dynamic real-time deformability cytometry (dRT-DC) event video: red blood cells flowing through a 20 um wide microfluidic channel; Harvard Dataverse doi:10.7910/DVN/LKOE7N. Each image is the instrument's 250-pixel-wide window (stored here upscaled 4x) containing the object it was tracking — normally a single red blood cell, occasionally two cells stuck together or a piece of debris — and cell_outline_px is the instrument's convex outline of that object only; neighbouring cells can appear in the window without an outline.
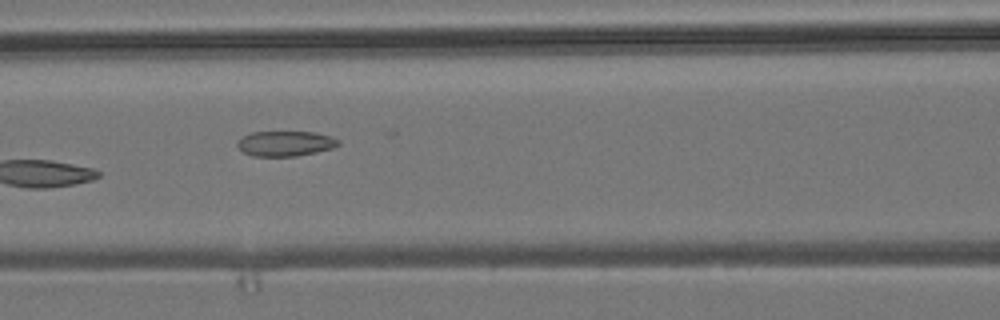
{"species": "common noctule bat (a hibernating species)", "species_latin": "Nyctalus noctula", "temperature_condition": "room temperature", "stored_images_in_passage": 9, "camera_frame_rate_fps": 3000, "um_per_image_px": 0.085, "animal": {"sex": "male", "body_mass_g": 19.2, "forearm_length_mm": 51.8}, "frame": {"image": 1, "passage_image": 7, "time_ms": 8.0, "image_size_px": [1000, 320], "cell_outline_px": [[340, 144], [332, 148], [316, 152], [296, 156], [252, 156], [244, 152], [236, 144], [244, 136], [252, 132], [316, 132], [332, 136], [340, 140]], "centroid_in_image_um": [24.3, 12.2], "position_along_channel_um": 142.3, "area_um2": 14.74}}
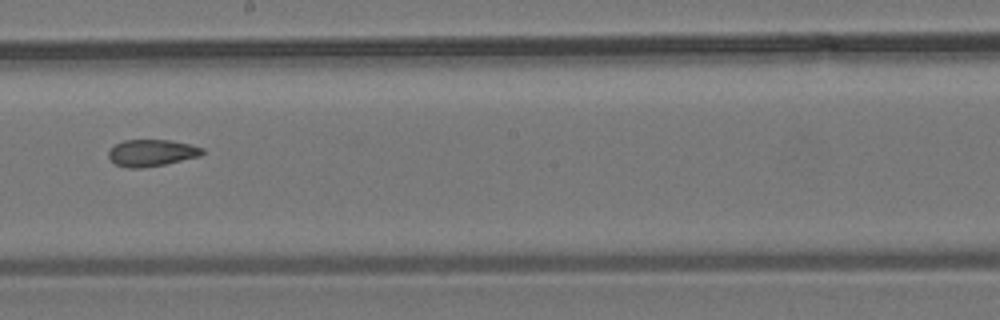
{"frame": {"image": 2, "passage_image": 9, "time_ms": 10.333, "image_size_px": [1000, 320], "cell_outline_px": [[204, 152], [200, 156], [164, 164], [140, 168], [128, 168], [116, 164], [108, 156], [108, 152], [116, 144], [124, 140], [168, 140], [188, 144], [204, 148]], "centroid_in_image_um": [12.89, 12.99], "position_along_channel_um": 235.3, "area_um2": 14.39}}